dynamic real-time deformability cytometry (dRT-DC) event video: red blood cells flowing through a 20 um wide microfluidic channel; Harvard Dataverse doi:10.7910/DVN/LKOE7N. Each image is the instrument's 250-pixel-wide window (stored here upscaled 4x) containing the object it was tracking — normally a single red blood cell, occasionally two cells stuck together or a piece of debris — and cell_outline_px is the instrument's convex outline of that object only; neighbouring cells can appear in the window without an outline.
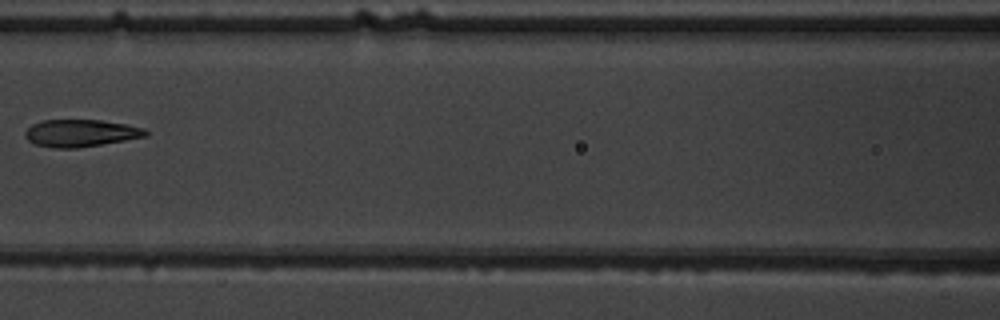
{"species": "common noctule bat (a hibernating species)", "species_latin": "Nyctalus noctula", "temperature_condition": "warm", "stored_images_in_passage": 8, "camera_frame_rate_fps": 3000, "um_per_image_px": 0.085, "animal": {"sex": "male", "body_mass_g": 19.5, "forearm_length_mm": 54.6}, "frame": {"image": 1, "passage_image": 7, "time_ms": 7.0, "image_size_px": [1000, 320], "cell_outline_px": [[148, 136], [76, 148], [56, 148], [36, 144], [28, 140], [24, 136], [24, 132], [32, 124], [40, 120], [100, 120], [124, 124], [144, 128], [148, 132]], "centroid_in_image_um": [6.83, 11.31], "position_along_channel_um": 159.8, "area_um2": 18.96}}
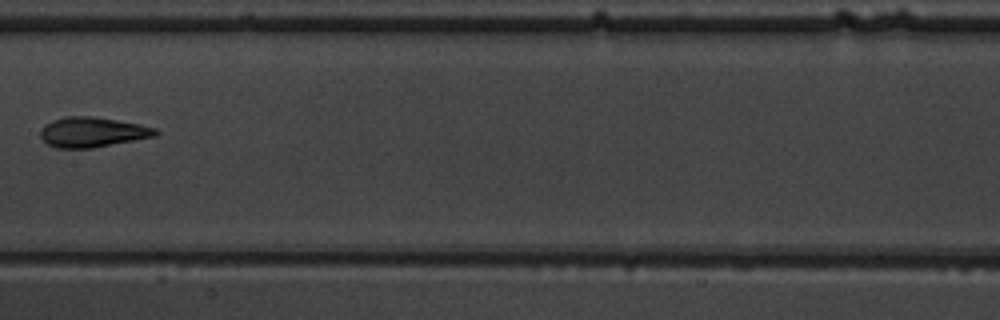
{"frame": {"image": 2, "passage_image": 8, "time_ms": 8.0, "image_size_px": [1000, 320], "cell_outline_px": [[160, 132], [156, 136], [92, 148], [56, 148], [48, 144], [40, 136], [40, 132], [44, 124], [52, 120], [64, 116], [92, 116], [140, 124], [156, 128]], "centroid_in_image_um": [7.85, 11.22], "position_along_channel_um": 199.6, "area_um2": 20.17}}